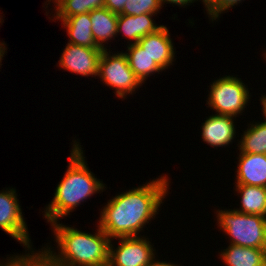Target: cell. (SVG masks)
Returning <instances> with one entry per match:
<instances>
[{"label":"cell","mask_w":266,"mask_h":266,"mask_svg":"<svg viewBox=\"0 0 266 266\" xmlns=\"http://www.w3.org/2000/svg\"><path fill=\"white\" fill-rule=\"evenodd\" d=\"M170 183L169 176L163 173V176L112 196L100 209L99 227L110 239L141 236L140 232H144L146 225H150L162 210L159 208L170 194Z\"/></svg>","instance_id":"cell-1"},{"label":"cell","mask_w":266,"mask_h":266,"mask_svg":"<svg viewBox=\"0 0 266 266\" xmlns=\"http://www.w3.org/2000/svg\"><path fill=\"white\" fill-rule=\"evenodd\" d=\"M50 225L56 248L46 243L39 249L44 266H97L109 262L111 239L98 224L92 234L60 221Z\"/></svg>","instance_id":"cell-2"},{"label":"cell","mask_w":266,"mask_h":266,"mask_svg":"<svg viewBox=\"0 0 266 266\" xmlns=\"http://www.w3.org/2000/svg\"><path fill=\"white\" fill-rule=\"evenodd\" d=\"M72 142L65 174L57 184L52 201L42 211L49 224L68 217L81 203L107 188L88 167L79 140L73 139Z\"/></svg>","instance_id":"cell-3"},{"label":"cell","mask_w":266,"mask_h":266,"mask_svg":"<svg viewBox=\"0 0 266 266\" xmlns=\"http://www.w3.org/2000/svg\"><path fill=\"white\" fill-rule=\"evenodd\" d=\"M216 225L228 235L229 244L266 249V217L233 209H217Z\"/></svg>","instance_id":"cell-4"},{"label":"cell","mask_w":266,"mask_h":266,"mask_svg":"<svg viewBox=\"0 0 266 266\" xmlns=\"http://www.w3.org/2000/svg\"><path fill=\"white\" fill-rule=\"evenodd\" d=\"M206 104L220 115L239 117L251 103V93L248 86L234 75H224L211 82Z\"/></svg>","instance_id":"cell-5"},{"label":"cell","mask_w":266,"mask_h":266,"mask_svg":"<svg viewBox=\"0 0 266 266\" xmlns=\"http://www.w3.org/2000/svg\"><path fill=\"white\" fill-rule=\"evenodd\" d=\"M110 47L102 51L99 60L98 77L103 85L114 89L118 99H127L143 84L130 68L126 55L121 51L116 53ZM140 87V88H139Z\"/></svg>","instance_id":"cell-6"},{"label":"cell","mask_w":266,"mask_h":266,"mask_svg":"<svg viewBox=\"0 0 266 266\" xmlns=\"http://www.w3.org/2000/svg\"><path fill=\"white\" fill-rule=\"evenodd\" d=\"M17 194L15 187L0 190V228L22 244L25 250L37 253L39 249L32 248L33 243Z\"/></svg>","instance_id":"cell-7"},{"label":"cell","mask_w":266,"mask_h":266,"mask_svg":"<svg viewBox=\"0 0 266 266\" xmlns=\"http://www.w3.org/2000/svg\"><path fill=\"white\" fill-rule=\"evenodd\" d=\"M115 239L119 240L118 246L113 242ZM156 255L154 243L144 235L117 237L110 241L109 263L112 266H147Z\"/></svg>","instance_id":"cell-8"},{"label":"cell","mask_w":266,"mask_h":266,"mask_svg":"<svg viewBox=\"0 0 266 266\" xmlns=\"http://www.w3.org/2000/svg\"><path fill=\"white\" fill-rule=\"evenodd\" d=\"M58 60V67L81 75L80 77H94L98 79L99 60L102 55L101 48H90L86 46L66 44Z\"/></svg>","instance_id":"cell-9"},{"label":"cell","mask_w":266,"mask_h":266,"mask_svg":"<svg viewBox=\"0 0 266 266\" xmlns=\"http://www.w3.org/2000/svg\"><path fill=\"white\" fill-rule=\"evenodd\" d=\"M237 119L228 115L213 114L201 123V138L205 144L218 149L228 147L236 137ZM218 147V148H217Z\"/></svg>","instance_id":"cell-10"},{"label":"cell","mask_w":266,"mask_h":266,"mask_svg":"<svg viewBox=\"0 0 266 266\" xmlns=\"http://www.w3.org/2000/svg\"><path fill=\"white\" fill-rule=\"evenodd\" d=\"M170 35L167 26L163 25L156 32L138 41V44L163 71L170 69L171 65L174 66L173 62L176 61V47Z\"/></svg>","instance_id":"cell-11"},{"label":"cell","mask_w":266,"mask_h":266,"mask_svg":"<svg viewBox=\"0 0 266 266\" xmlns=\"http://www.w3.org/2000/svg\"><path fill=\"white\" fill-rule=\"evenodd\" d=\"M235 185L266 187V154L239 153Z\"/></svg>","instance_id":"cell-12"},{"label":"cell","mask_w":266,"mask_h":266,"mask_svg":"<svg viewBox=\"0 0 266 266\" xmlns=\"http://www.w3.org/2000/svg\"><path fill=\"white\" fill-rule=\"evenodd\" d=\"M154 14H141L139 16H131L126 14H118L117 19V37H126L127 44L132 45L138 43L140 39L148 34L156 32L163 25L156 24L153 17ZM123 34V35H122Z\"/></svg>","instance_id":"cell-13"},{"label":"cell","mask_w":266,"mask_h":266,"mask_svg":"<svg viewBox=\"0 0 266 266\" xmlns=\"http://www.w3.org/2000/svg\"><path fill=\"white\" fill-rule=\"evenodd\" d=\"M89 17L92 22V34L97 46L102 50H107L108 42L115 41V37H117L118 14L112 13L104 7L92 10Z\"/></svg>","instance_id":"cell-14"},{"label":"cell","mask_w":266,"mask_h":266,"mask_svg":"<svg viewBox=\"0 0 266 266\" xmlns=\"http://www.w3.org/2000/svg\"><path fill=\"white\" fill-rule=\"evenodd\" d=\"M218 256L226 266H266V249L229 244Z\"/></svg>","instance_id":"cell-15"},{"label":"cell","mask_w":266,"mask_h":266,"mask_svg":"<svg viewBox=\"0 0 266 266\" xmlns=\"http://www.w3.org/2000/svg\"><path fill=\"white\" fill-rule=\"evenodd\" d=\"M61 21L64 29L66 28L68 43L86 46L90 48H99L92 34V22L89 13L70 16Z\"/></svg>","instance_id":"cell-16"},{"label":"cell","mask_w":266,"mask_h":266,"mask_svg":"<svg viewBox=\"0 0 266 266\" xmlns=\"http://www.w3.org/2000/svg\"><path fill=\"white\" fill-rule=\"evenodd\" d=\"M240 197V207L233 210L244 214H255L266 217V187L252 185H234ZM240 195V196H239Z\"/></svg>","instance_id":"cell-17"},{"label":"cell","mask_w":266,"mask_h":266,"mask_svg":"<svg viewBox=\"0 0 266 266\" xmlns=\"http://www.w3.org/2000/svg\"><path fill=\"white\" fill-rule=\"evenodd\" d=\"M54 3L52 4L51 3ZM48 2V3H47ZM45 9L48 10V5H54L52 13V19L50 20L56 22V20H64L70 16H75L78 14L90 13L92 10L100 9L105 7V0H46ZM54 11V12H53Z\"/></svg>","instance_id":"cell-18"},{"label":"cell","mask_w":266,"mask_h":266,"mask_svg":"<svg viewBox=\"0 0 266 266\" xmlns=\"http://www.w3.org/2000/svg\"><path fill=\"white\" fill-rule=\"evenodd\" d=\"M126 48V52L123 53L128 59L130 68L142 84L146 83L148 77L163 72L138 43L127 45Z\"/></svg>","instance_id":"cell-19"},{"label":"cell","mask_w":266,"mask_h":266,"mask_svg":"<svg viewBox=\"0 0 266 266\" xmlns=\"http://www.w3.org/2000/svg\"><path fill=\"white\" fill-rule=\"evenodd\" d=\"M249 123L238 141L239 153L266 154V122L253 120Z\"/></svg>","instance_id":"cell-20"},{"label":"cell","mask_w":266,"mask_h":266,"mask_svg":"<svg viewBox=\"0 0 266 266\" xmlns=\"http://www.w3.org/2000/svg\"><path fill=\"white\" fill-rule=\"evenodd\" d=\"M162 9L160 0H127L120 14L139 16L141 14H157Z\"/></svg>","instance_id":"cell-21"},{"label":"cell","mask_w":266,"mask_h":266,"mask_svg":"<svg viewBox=\"0 0 266 266\" xmlns=\"http://www.w3.org/2000/svg\"><path fill=\"white\" fill-rule=\"evenodd\" d=\"M203 2L204 9L208 15L209 21L214 23L218 21L221 14L228 12L235 5L237 6L244 0H200ZM214 21V22H213Z\"/></svg>","instance_id":"cell-22"},{"label":"cell","mask_w":266,"mask_h":266,"mask_svg":"<svg viewBox=\"0 0 266 266\" xmlns=\"http://www.w3.org/2000/svg\"><path fill=\"white\" fill-rule=\"evenodd\" d=\"M35 252L25 250V253L22 254H10L7 255L8 257L5 259L0 260V266H23L33 255Z\"/></svg>","instance_id":"cell-23"},{"label":"cell","mask_w":266,"mask_h":266,"mask_svg":"<svg viewBox=\"0 0 266 266\" xmlns=\"http://www.w3.org/2000/svg\"><path fill=\"white\" fill-rule=\"evenodd\" d=\"M127 0H105V8L109 9L112 13L120 14Z\"/></svg>","instance_id":"cell-24"},{"label":"cell","mask_w":266,"mask_h":266,"mask_svg":"<svg viewBox=\"0 0 266 266\" xmlns=\"http://www.w3.org/2000/svg\"><path fill=\"white\" fill-rule=\"evenodd\" d=\"M195 1H199L200 0H160L161 6L164 7V4H172V6L174 7L173 4L177 5L178 7H189L190 5H192L191 3H195ZM186 6V7H185Z\"/></svg>","instance_id":"cell-25"},{"label":"cell","mask_w":266,"mask_h":266,"mask_svg":"<svg viewBox=\"0 0 266 266\" xmlns=\"http://www.w3.org/2000/svg\"><path fill=\"white\" fill-rule=\"evenodd\" d=\"M23 266H44L39 252L35 253Z\"/></svg>","instance_id":"cell-26"},{"label":"cell","mask_w":266,"mask_h":266,"mask_svg":"<svg viewBox=\"0 0 266 266\" xmlns=\"http://www.w3.org/2000/svg\"><path fill=\"white\" fill-rule=\"evenodd\" d=\"M156 255L149 263L147 266H180V264H175L173 262H167V261H160V259L157 260ZM182 266V265H181Z\"/></svg>","instance_id":"cell-27"},{"label":"cell","mask_w":266,"mask_h":266,"mask_svg":"<svg viewBox=\"0 0 266 266\" xmlns=\"http://www.w3.org/2000/svg\"><path fill=\"white\" fill-rule=\"evenodd\" d=\"M259 101H260V105L262 107L261 112L263 115V121L266 122V94H264V95L261 94Z\"/></svg>","instance_id":"cell-28"},{"label":"cell","mask_w":266,"mask_h":266,"mask_svg":"<svg viewBox=\"0 0 266 266\" xmlns=\"http://www.w3.org/2000/svg\"><path fill=\"white\" fill-rule=\"evenodd\" d=\"M7 45H6V43L3 41H0V68H1V66H2V60H4L3 59V57H4V55L7 53Z\"/></svg>","instance_id":"cell-29"},{"label":"cell","mask_w":266,"mask_h":266,"mask_svg":"<svg viewBox=\"0 0 266 266\" xmlns=\"http://www.w3.org/2000/svg\"><path fill=\"white\" fill-rule=\"evenodd\" d=\"M97 266H112L109 262Z\"/></svg>","instance_id":"cell-30"},{"label":"cell","mask_w":266,"mask_h":266,"mask_svg":"<svg viewBox=\"0 0 266 266\" xmlns=\"http://www.w3.org/2000/svg\"><path fill=\"white\" fill-rule=\"evenodd\" d=\"M0 11H1V10H0ZM0 14H2V13H0ZM2 21L4 22V20H3V16L0 15V24H3ZM0 26H1V25H0Z\"/></svg>","instance_id":"cell-31"},{"label":"cell","mask_w":266,"mask_h":266,"mask_svg":"<svg viewBox=\"0 0 266 266\" xmlns=\"http://www.w3.org/2000/svg\"><path fill=\"white\" fill-rule=\"evenodd\" d=\"M262 56L264 57V60L266 61V50H264V54H262Z\"/></svg>","instance_id":"cell-32"}]
</instances>
